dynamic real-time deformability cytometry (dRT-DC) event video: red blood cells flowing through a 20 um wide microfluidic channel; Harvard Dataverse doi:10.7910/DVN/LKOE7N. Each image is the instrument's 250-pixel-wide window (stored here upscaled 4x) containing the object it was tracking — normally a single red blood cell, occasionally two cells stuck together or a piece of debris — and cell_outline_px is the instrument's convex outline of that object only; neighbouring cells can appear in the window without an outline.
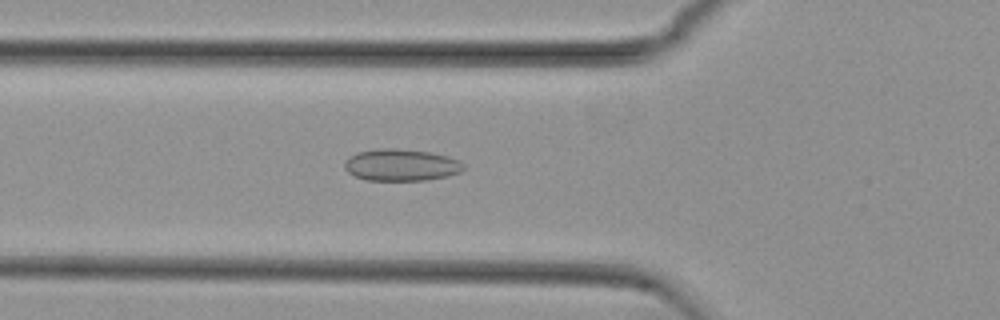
{"species": "common noctule bat (a hibernating species)", "species_latin": "Nyctalus noctula", "temperature_condition": "cold", "stored_images_in_passage": 39, "camera_frame_rate_fps": 3000, "um_per_image_px": 0.085, "animal": {"sex": "female", "body_mass_g": 29.2, "forearm_length_mm": 56.3}, "frame": {"image": 1, "passage_image": 3, "time_ms": 0.667, "image_size_px": [1000, 320], "cell_outline_px": [[464, 168], [460, 172], [448, 176], [424, 180], [368, 180], [356, 176], [348, 172], [344, 168], [344, 164], [348, 156], [356, 152], [376, 148], [400, 148], [432, 152], [448, 156], [460, 160], [464, 164]], "centroid_in_image_um": [34.1, 14.0], "position_along_channel_um": 91.7, "area_um2": 22.37}}
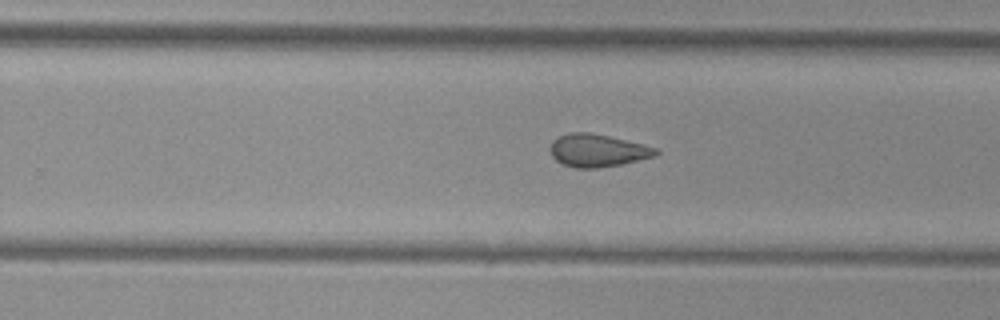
{"frame": {"image": 2, "passage_image": 18, "time_ms": 5.667, "image_size_px": [1000, 320], "cell_outline_px": [[660, 152], [656, 156], [620, 164], [596, 168], [576, 168], [564, 164], [556, 160], [552, 156], [548, 148], [552, 140], [568, 132], [588, 132], [608, 136], [644, 144], [656, 148]], "centroid_in_image_um": [50.77, 12.78], "position_along_channel_um": 279.0, "area_um2": 20.11}}
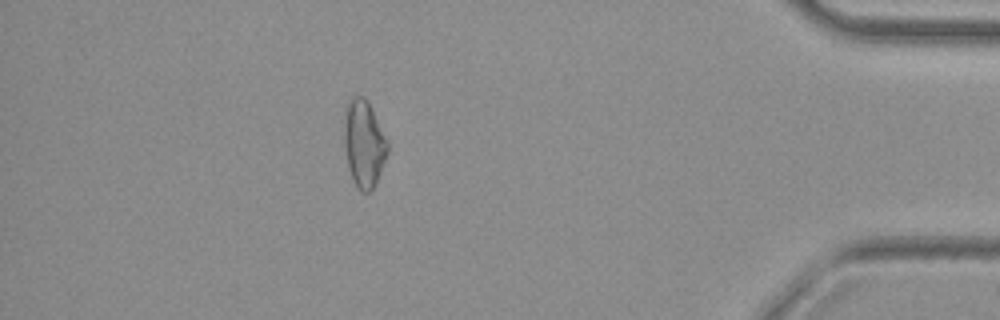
{"frame": {"image": 3, "passage_image": 32, "time_ms": 10.333, "image_size_px": [1000, 320], "cell_outline_px": [[388, 152], [376, 184], [368, 192], [360, 192], [352, 180], [348, 168], [344, 148], [344, 104], [352, 96], [364, 96], [388, 140]], "centroid_in_image_um": [30.9, 12.2], "position_along_channel_um": 404.3, "area_um2": 22.31}}